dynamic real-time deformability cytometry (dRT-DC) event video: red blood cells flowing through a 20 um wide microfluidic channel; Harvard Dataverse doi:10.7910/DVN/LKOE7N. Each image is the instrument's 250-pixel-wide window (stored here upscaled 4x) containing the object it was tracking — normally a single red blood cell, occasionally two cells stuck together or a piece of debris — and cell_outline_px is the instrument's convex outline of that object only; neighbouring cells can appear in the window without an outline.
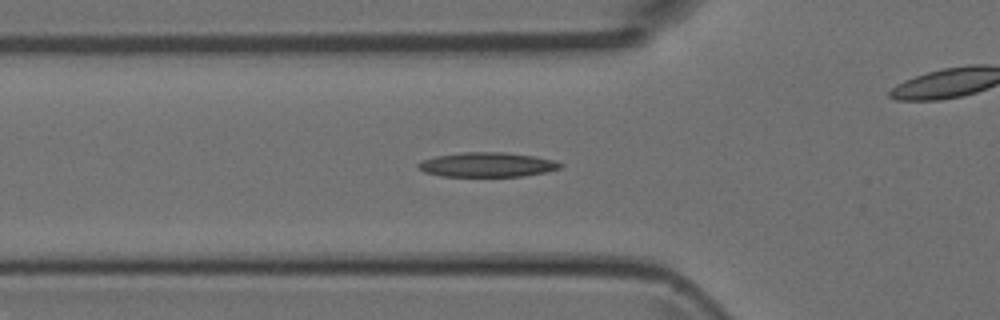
{"species": "Egyptian fruit bat (a non-hibernating species)", "species_latin": "Rousettus aegyptiacus", "temperature_condition": "room temperature", "stored_images_in_passage": 42, "camera_frame_rate_fps": 3000, "um_per_image_px": 0.085, "animal": {"sex": "female"}, "frame": {"image": 1, "passage_image": 10, "time_ms": 3.0, "image_size_px": [1000, 320], "cell_outline_px": [[564, 164], [560, 168], [544, 172], [524, 176], [440, 176], [424, 172], [416, 164], [424, 160], [436, 156], [464, 152], [504, 152], [532, 156], [556, 160]], "centroid_in_image_um": [41.43, 14.0], "position_along_channel_um": 84.4, "area_um2": 20.17}}
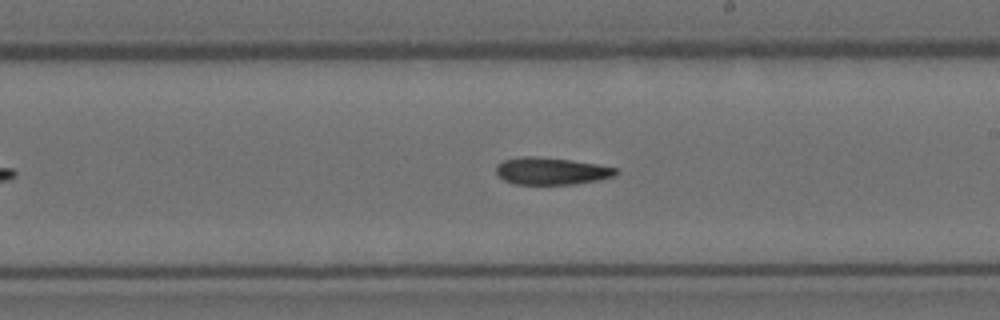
{"frame": {"image": 2, "passage_image": 21, "time_ms": 6.667, "image_size_px": [1000, 320], "cell_outline_px": [[620, 172], [616, 176], [576, 184], [512, 184], [504, 180], [496, 172], [496, 164], [504, 160], [520, 156], [536, 156], [568, 160], [596, 164], [616, 168]], "centroid_in_image_um": [46.85, 14.54], "position_along_channel_um": 242.2, "area_um2": 18.96}}
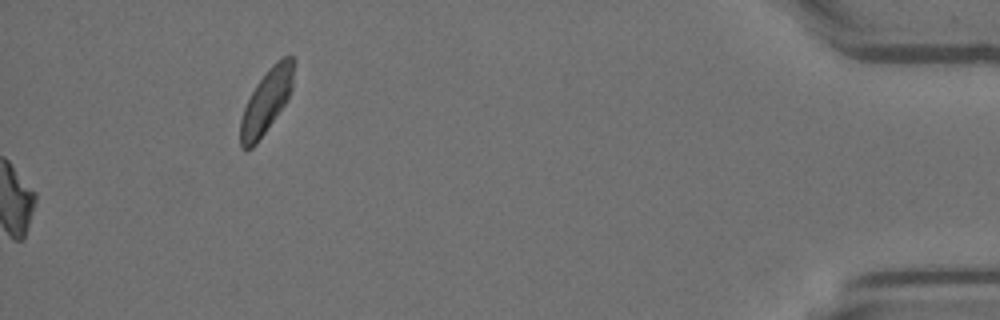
{"frame": {"image": 3, "passage_image": 42, "time_ms": 13.667, "image_size_px": [1000, 320], "cell_outline_px": [[296, 60], [292, 88], [288, 100], [256, 144], [252, 148], [240, 148], [240, 120], [244, 108], [256, 84], [268, 68], [272, 64], [284, 56], [292, 56]], "centroid_in_image_um": [22.67, 8.57], "position_along_channel_um": 412.5, "area_um2": 19.88}}